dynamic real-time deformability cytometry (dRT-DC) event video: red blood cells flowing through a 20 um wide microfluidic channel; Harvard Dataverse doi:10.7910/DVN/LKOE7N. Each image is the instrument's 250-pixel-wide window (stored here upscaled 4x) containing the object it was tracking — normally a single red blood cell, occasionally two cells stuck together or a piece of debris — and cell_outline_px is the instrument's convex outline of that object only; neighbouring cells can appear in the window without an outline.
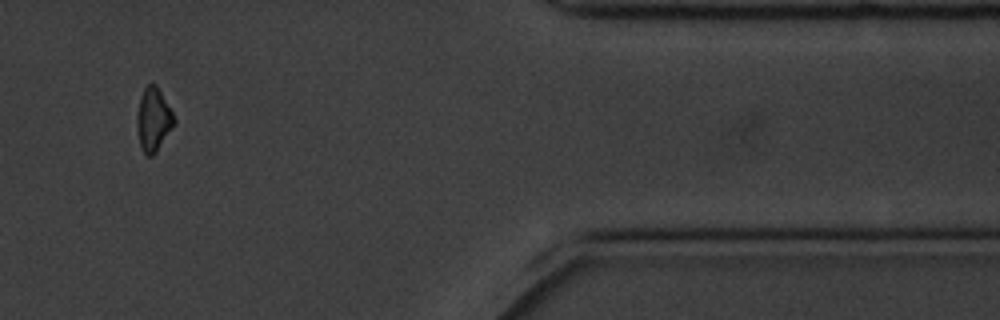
{"species": "common noctule bat (a hibernating species)", "species_latin": "Nyctalus noctula", "temperature_condition": "cold", "stored_images_in_passage": 16, "camera_frame_rate_fps": 3000, "um_per_image_px": 0.085, "animal": {"sex": "male", "body_mass_g": 20.1, "forearm_length_mm": 53.5}, "frame": {"image": 1, "passage_image": 14, "time_ms": 4.333, "image_size_px": [1000, 320], "cell_outline_px": [[176, 120], [156, 152], [152, 156], [148, 156], [140, 148], [136, 128], [136, 116], [140, 100], [144, 88], [148, 84], [156, 84], [172, 112]], "centroid_in_image_um": [13.01, 10.18], "position_along_channel_um": 398.4, "area_um2": 13.53}}